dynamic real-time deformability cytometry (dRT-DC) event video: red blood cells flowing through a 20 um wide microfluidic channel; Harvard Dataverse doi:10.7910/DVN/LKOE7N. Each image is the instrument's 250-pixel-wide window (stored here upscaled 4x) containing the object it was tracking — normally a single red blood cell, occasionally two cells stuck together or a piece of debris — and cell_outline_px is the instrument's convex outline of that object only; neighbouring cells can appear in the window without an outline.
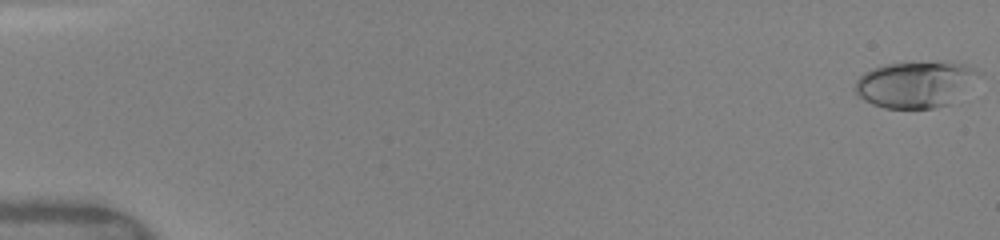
{"species": "human", "species_latin": "Homo sapiens", "temperature_condition": "warm", "stored_images_in_passage": 35, "camera_frame_rate_fps": 3000, "um_per_image_px": 0.085, "donor": {"sex": "female"}, "frame": {"image": 1, "passage_image": 1, "time_ms": 0.0, "image_size_px": [1000, 240], "cell_outline_px": [[984, 72], [948, 104], [936, 108], [884, 108], [872, 104], [864, 100], [856, 92], [856, 80], [864, 72], [872, 68], [884, 64], [964, 64]], "centroid_in_image_um": [77.76, 7.19], "position_along_channel_um": 7.2, "area_um2": 32.31}}
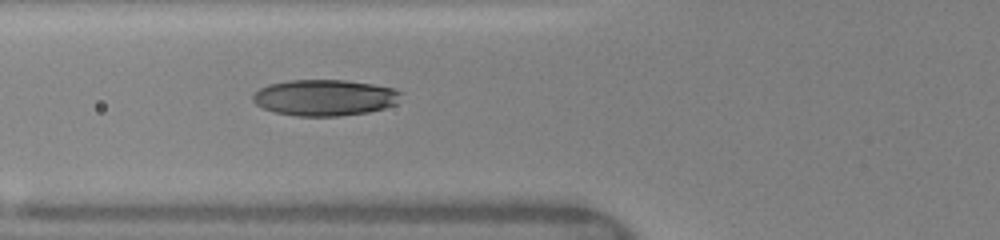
{"frame": {"image": 2, "passage_image": 13, "time_ms": 6.333, "image_size_px": [1000, 240], "cell_outline_px": [[404, 92], [396, 104], [384, 108], [368, 112], [340, 116], [296, 116], [276, 112], [264, 108], [256, 104], [252, 100], [252, 96], [260, 88], [268, 84], [288, 80], [344, 80], [372, 84], [392, 88]], "centroid_in_image_um": [27.61, 8.3], "position_along_channel_um": 98.2, "area_um2": 31.27}}
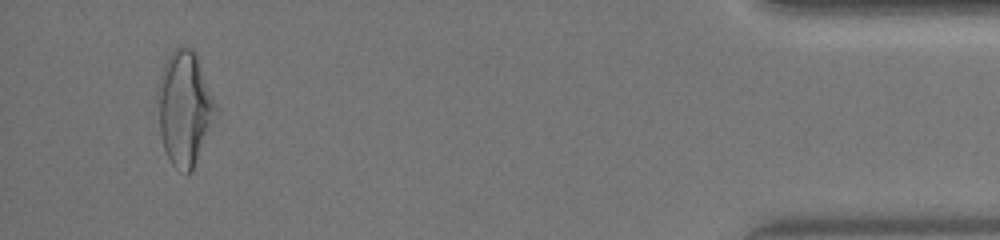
{"frame": {"image": 3, "passage_image": 34, "time_ms": 15.667, "image_size_px": [1000, 240], "cell_outline_px": [[220, 112], [192, 172], [184, 172], [176, 168], [172, 164], [164, 148], [160, 132], [160, 76], [164, 64], [172, 48], [180, 44], [192, 48], [196, 52]], "centroid_in_image_um": [15.77, 9.17], "position_along_channel_um": 419.4, "area_um2": 38.78}, "authors_computed_cell_mechanics": {"area_um2": 31.4432, "velocity_mm_per_s": 4.1062, "shape_relaxation_time_tau1_ms": 4.7611, "shape_relaxation_time_tau2_ms": 0.7887, "deformation_change_tau1": 0.1717, "deformation_change_tau2": 0.0529}}